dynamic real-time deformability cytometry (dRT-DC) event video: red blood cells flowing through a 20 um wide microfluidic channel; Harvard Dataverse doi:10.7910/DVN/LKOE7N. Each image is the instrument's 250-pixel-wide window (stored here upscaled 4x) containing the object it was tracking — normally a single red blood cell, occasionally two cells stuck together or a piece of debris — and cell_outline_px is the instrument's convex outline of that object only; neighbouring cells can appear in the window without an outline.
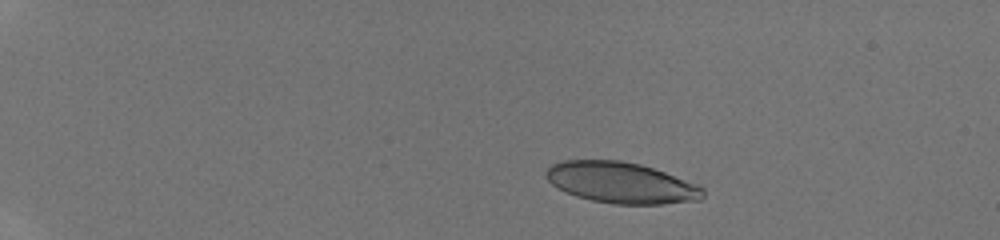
{"species": "human", "species_latin": "Homo sapiens", "temperature_condition": "room temperature", "stored_images_in_passage": 37, "camera_frame_rate_fps": 3000, "um_per_image_px": 0.085, "donor": {"sex": "male"}, "frame": {"image": 1, "passage_image": 1, "time_ms": 0.0, "image_size_px": [1000, 240], "cell_outline_px": [[704, 196], [700, 200], [660, 204], [612, 204], [592, 200], [576, 196], [552, 184], [548, 180], [544, 172], [552, 164], [564, 160], [620, 160], [640, 164], [700, 184], [704, 188]], "centroid_in_image_um": [52.83, 15.53], "position_along_channel_um": 32.2, "area_um2": 37.51}}
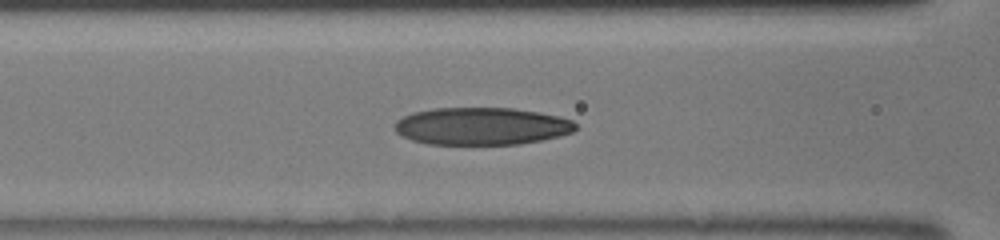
{"frame": {"image": 2, "passage_image": 14, "time_ms": 4.333, "image_size_px": [1000, 240], "cell_outline_px": [[576, 128], [572, 132], [560, 136], [544, 140], [520, 144], [428, 144], [412, 140], [396, 132], [396, 120], [412, 112], [432, 108], [512, 108], [540, 112], [560, 116], [572, 120], [576, 124]], "centroid_in_image_um": [40.97, 10.72], "position_along_channel_um": 125.6, "area_um2": 39.59}}
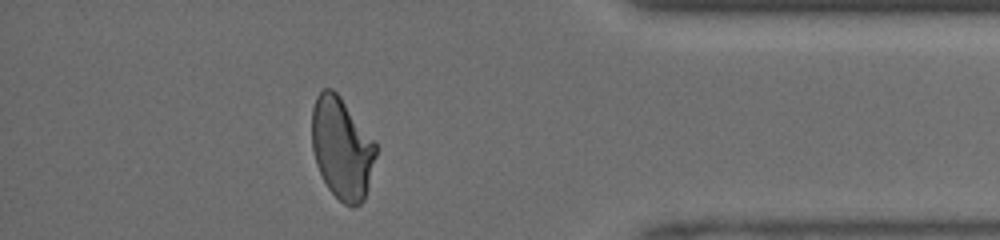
{"frame": {"image": 3, "passage_image": 33, "time_ms": 10.667, "image_size_px": [1000, 240], "cell_outline_px": [[376, 156], [364, 200], [356, 208], [352, 208], [344, 204], [328, 188], [316, 164], [312, 148], [312, 108], [316, 96], [324, 88], [332, 88], [340, 96], [376, 144]], "centroid_in_image_um": [29.04, 12.61], "position_along_channel_um": 406.2, "area_um2": 37.69}}